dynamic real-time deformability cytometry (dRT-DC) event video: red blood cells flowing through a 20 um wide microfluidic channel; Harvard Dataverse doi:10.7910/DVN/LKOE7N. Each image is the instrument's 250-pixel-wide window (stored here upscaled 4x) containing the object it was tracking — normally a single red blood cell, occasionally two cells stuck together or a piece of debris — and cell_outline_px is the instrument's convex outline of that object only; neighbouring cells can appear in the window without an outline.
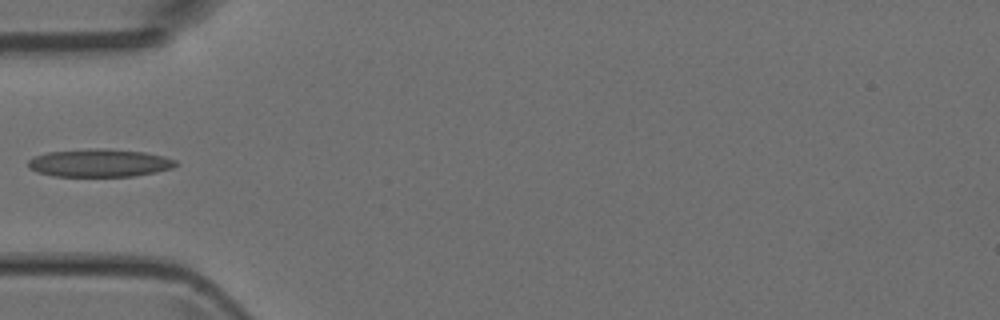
{"species": "Egyptian fruit bat (a non-hibernating species)", "species_latin": "Rousettus aegyptiacus", "temperature_condition": "room temperature", "stored_images_in_passage": 5, "camera_frame_rate_fps": 3000, "um_per_image_px": 0.085, "animal": {"sex": "female"}, "frame": {"image": 1, "passage_image": 5, "time_ms": 4.333, "image_size_px": [1000, 320], "cell_outline_px": [[180, 164], [172, 168], [156, 172], [132, 176], [52, 176], [36, 172], [28, 168], [28, 160], [32, 156], [48, 152], [92, 148], [104, 148], [144, 152], [164, 156], [176, 160]], "centroid_in_image_um": [8.44, 13.85], "position_along_channel_um": 76.6, "area_um2": 24.22}}